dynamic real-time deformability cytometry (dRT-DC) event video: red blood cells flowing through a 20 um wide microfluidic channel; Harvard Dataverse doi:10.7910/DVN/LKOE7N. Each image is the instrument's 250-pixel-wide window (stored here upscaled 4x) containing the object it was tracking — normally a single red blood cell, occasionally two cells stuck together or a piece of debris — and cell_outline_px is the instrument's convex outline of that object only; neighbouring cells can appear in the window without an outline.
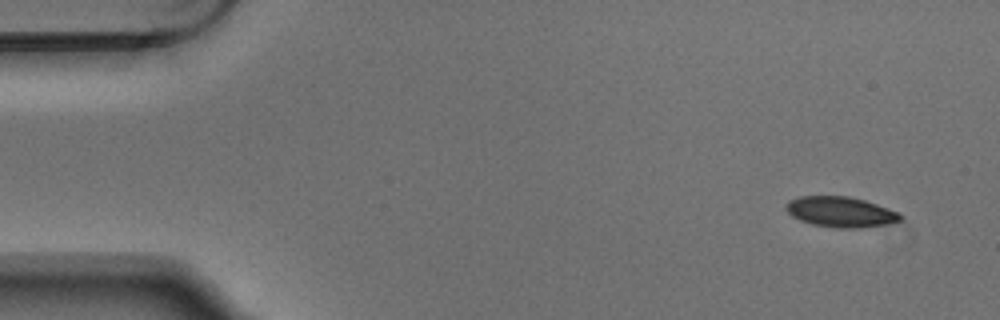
{"species": "Egyptian fruit bat (a non-hibernating species)", "species_latin": "Rousettus aegyptiacus", "temperature_condition": "warm", "stored_images_in_passage": 3, "camera_frame_rate_fps": 3000, "um_per_image_px": 0.085, "animal": {"sex": "male"}, "frame": {"image": 1, "passage_image": 1, "time_ms": 0.0, "image_size_px": [1000, 320], "cell_outline_px": [[900, 220], [884, 224], [860, 228], [836, 228], [812, 224], [800, 220], [792, 216], [784, 208], [784, 204], [788, 200], [800, 196], [848, 196], [864, 200], [888, 208], [896, 212], [900, 216]], "centroid_in_image_um": [71.36, 18.0], "position_along_channel_um": 13.6, "area_um2": 20.11}}